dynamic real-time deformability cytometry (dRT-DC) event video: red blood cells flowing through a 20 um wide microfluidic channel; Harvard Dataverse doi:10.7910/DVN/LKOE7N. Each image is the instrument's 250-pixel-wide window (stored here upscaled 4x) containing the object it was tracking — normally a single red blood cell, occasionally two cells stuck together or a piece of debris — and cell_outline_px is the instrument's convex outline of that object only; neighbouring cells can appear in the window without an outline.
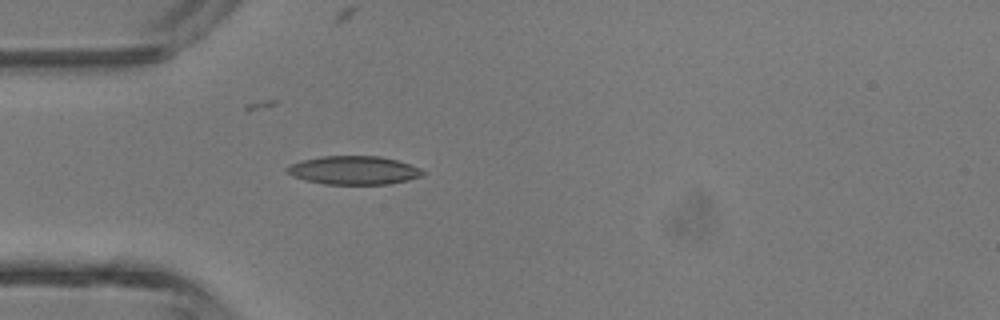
{"species": "common noctule bat (a hibernating species)", "species_latin": "Nyctalus noctula", "temperature_condition": "room temperature", "stored_images_in_passage": 2, "camera_frame_rate_fps": 3000, "um_per_image_px": 0.085, "animal": {"sex": "male", "body_mass_g": 13.3}, "frame": {"image": 1, "passage_image": 2, "time_ms": 1.333, "image_size_px": [1000, 320], "cell_outline_px": [[424, 176], [408, 180], [388, 184], [324, 184], [304, 180], [292, 176], [284, 168], [288, 164], [300, 160], [320, 156], [380, 156], [396, 160], [420, 168], [424, 172]], "centroid_in_image_um": [30.02, 14.47], "position_along_channel_um": 55.0, "area_um2": 22.72}}